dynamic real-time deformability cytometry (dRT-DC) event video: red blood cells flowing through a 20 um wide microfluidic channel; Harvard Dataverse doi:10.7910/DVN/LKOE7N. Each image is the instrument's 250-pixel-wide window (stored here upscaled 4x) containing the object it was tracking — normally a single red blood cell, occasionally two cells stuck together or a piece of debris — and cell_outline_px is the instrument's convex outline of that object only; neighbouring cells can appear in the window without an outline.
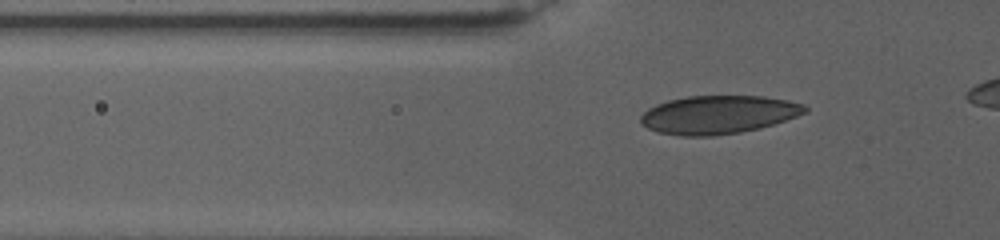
{"species": "human", "species_latin": "Homo sapiens", "temperature_condition": "warm", "stored_images_in_passage": 48, "camera_frame_rate_fps": 3000, "um_per_image_px": 0.085, "donor": {"sex": "female"}, "frame": {"image": 1, "passage_image": 10, "time_ms": 4.0, "image_size_px": [1000, 240], "cell_outline_px": [[808, 112], [760, 128], [740, 132], [712, 136], [680, 136], [656, 132], [640, 124], [640, 116], [648, 108], [656, 104], [668, 100], [688, 96], [764, 96], [788, 100], [804, 104], [808, 108]], "centroid_in_image_um": [61.03, 9.75], "position_along_channel_um": 64.8, "area_um2": 36.82}}
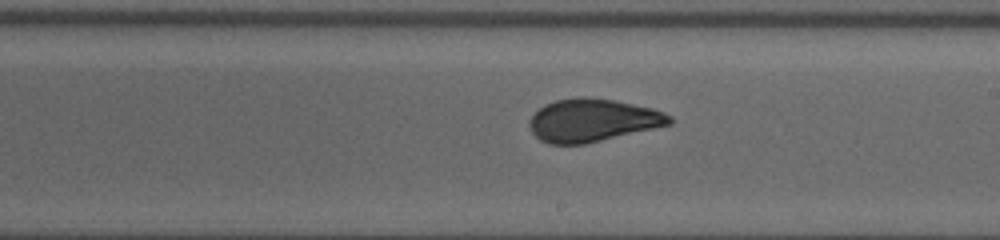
{"frame": {"image": 2, "passage_image": 22, "time_ms": 11.0, "image_size_px": [1000, 240], "cell_outline_px": [[672, 124], [584, 144], [548, 144], [540, 140], [532, 132], [528, 124], [528, 120], [544, 104], [556, 100], [580, 96], [616, 100], [652, 108], [664, 112], [672, 116]], "centroid_in_image_um": [50.36, 10.22], "position_along_channel_um": 238.6, "area_um2": 34.97}}
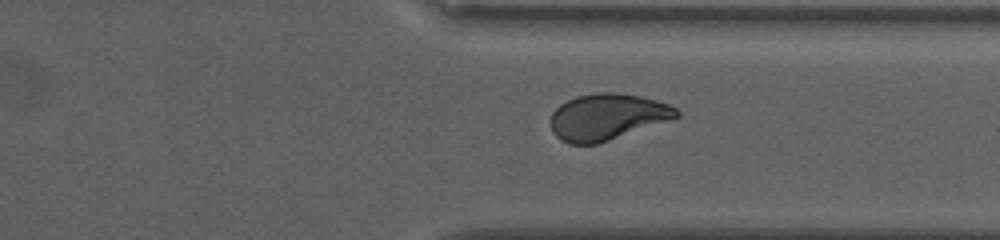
{"frame": {"image": 3, "passage_image": 36, "time_ms": 15.667, "image_size_px": [1000, 240], "cell_outline_px": [[680, 116], [596, 144], [568, 144], [560, 140], [552, 132], [552, 112], [560, 104], [576, 96], [596, 92], [612, 92], [640, 96], [656, 100], [668, 104], [676, 108], [680, 112]], "centroid_in_image_um": [51.58, 9.92], "position_along_channel_um": 359.8, "area_um2": 33.58}}